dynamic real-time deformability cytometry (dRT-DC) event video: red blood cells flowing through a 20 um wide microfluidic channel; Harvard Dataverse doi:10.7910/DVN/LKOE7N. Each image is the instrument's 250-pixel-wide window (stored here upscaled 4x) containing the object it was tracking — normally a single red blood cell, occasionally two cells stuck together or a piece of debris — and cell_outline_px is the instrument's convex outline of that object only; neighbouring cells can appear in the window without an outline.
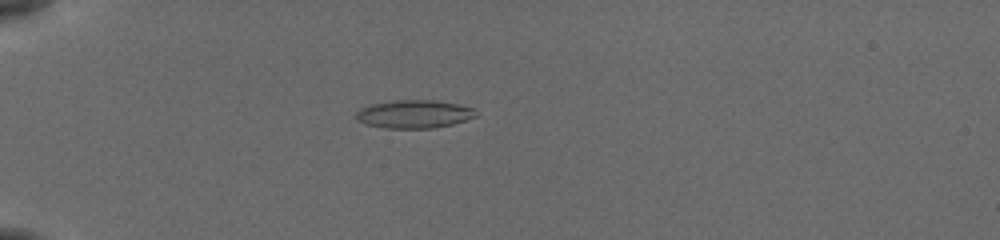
{"species": "common noctule bat (a hibernating species)", "species_latin": "Nyctalus noctula", "temperature_condition": "cold", "stored_images_in_passage": 46, "camera_frame_rate_fps": 3000, "um_per_image_px": 0.085, "animal": {"sex": "female", "body_mass_g": 19.5, "forearm_length_mm": 54.1}, "frame": {"image": 1, "passage_image": 8, "time_ms": 2.333, "image_size_px": [1000, 240], "cell_outline_px": [[476, 116], [452, 124], [432, 128], [384, 128], [368, 124], [356, 120], [356, 112], [360, 108], [368, 104], [396, 100], [432, 100], [456, 104], [472, 108]], "centroid_in_image_um": [35.12, 9.69], "position_along_channel_um": 49.9, "area_um2": 19.42}}
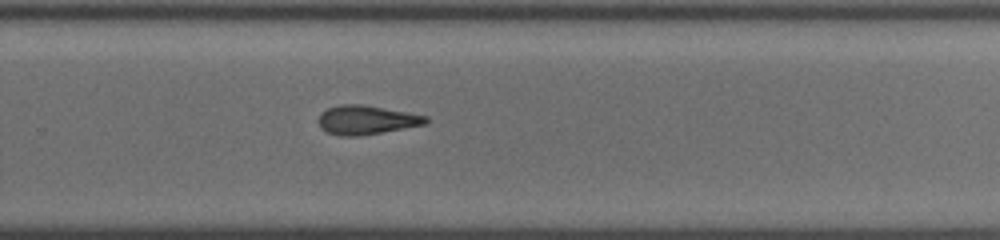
{"frame": {"image": 2, "passage_image": 30, "time_ms": 9.667, "image_size_px": [1000, 240], "cell_outline_px": [[428, 120], [424, 124], [404, 128], [356, 136], [340, 136], [328, 132], [320, 128], [320, 112], [328, 108], [340, 104], [364, 104], [428, 116]], "centroid_in_image_um": [31.12, 10.18], "position_along_channel_um": 298.7, "area_um2": 17.92}}
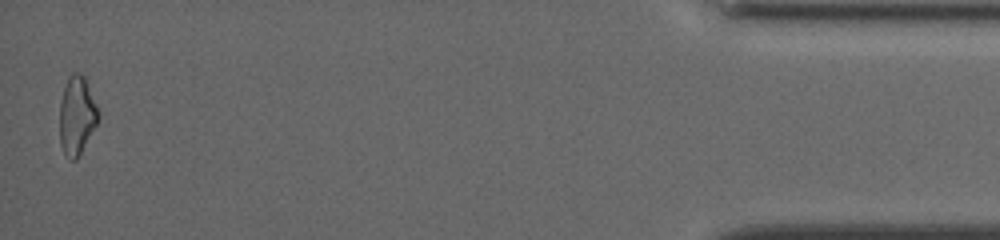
{"frame": {"image": 3, "passage_image": 46, "time_ms": 15.0, "image_size_px": [1000, 240], "cell_outline_px": [[100, 116], [96, 124], [76, 160], [68, 160], [60, 144], [60, 100], [68, 76], [72, 72], [80, 72], [84, 76], [100, 112]], "centroid_in_image_um": [6.53, 9.79], "position_along_channel_um": 428.7, "area_um2": 17.63}}